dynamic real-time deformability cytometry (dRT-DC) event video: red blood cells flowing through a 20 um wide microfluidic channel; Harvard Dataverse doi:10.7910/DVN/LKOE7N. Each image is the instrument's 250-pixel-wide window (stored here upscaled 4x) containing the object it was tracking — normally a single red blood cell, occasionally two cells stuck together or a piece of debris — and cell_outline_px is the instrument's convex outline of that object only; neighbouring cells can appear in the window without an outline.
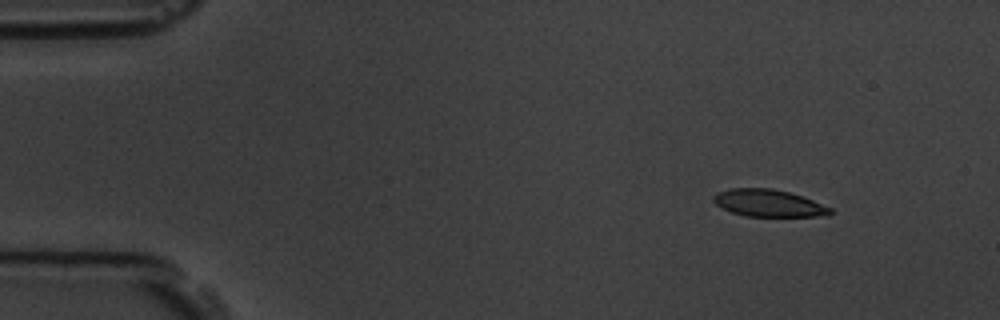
{"species": "common noctule bat (a hibernating species)", "species_latin": "Nyctalus noctula", "temperature_condition": "room temperature", "stored_images_in_passage": 6, "camera_frame_rate_fps": 3000, "um_per_image_px": 0.085, "animal": {"sex": "male", "body_mass_g": 19.5, "forearm_length_mm": 54.6}, "frame": {"image": 1, "passage_image": 2, "time_ms": 1.0, "image_size_px": [1000, 320], "cell_outline_px": [[832, 212], [828, 216], [744, 216], [732, 212], [716, 204], [712, 200], [712, 196], [716, 192], [728, 188], [772, 188], [788, 192], [812, 200], [832, 208]], "centroid_in_image_um": [65.29, 17.26], "position_along_channel_um": 19.7, "area_um2": 18.44}}
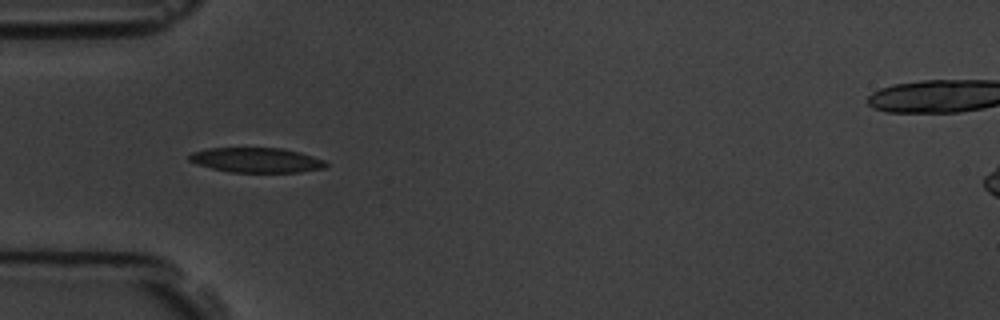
{"frame": {"image": 2, "passage_image": 5, "time_ms": 4.667, "image_size_px": [1000, 320], "cell_outline_px": [[328, 164], [324, 168], [300, 172], [228, 172], [196, 164], [188, 160], [188, 156], [192, 152], [208, 148], [284, 148], [300, 152], [324, 160]], "centroid_in_image_um": [21.78, 13.61], "position_along_channel_um": 63.2, "area_um2": 19.83}}
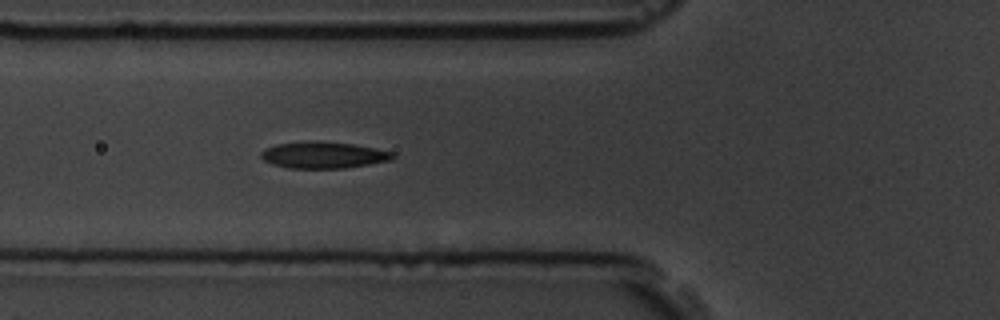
{"frame": {"image": 3, "passage_image": 6, "time_ms": 5.667, "image_size_px": [1000, 320], "cell_outline_px": [[396, 156], [392, 160], [344, 168], [288, 168], [272, 164], [264, 160], [260, 156], [260, 152], [264, 148], [276, 144], [304, 140], [312, 140], [352, 144], [376, 148], [396, 152]], "centroid_in_image_um": [27.48, 13.16], "position_along_channel_um": 98.3, "area_um2": 20.69}}